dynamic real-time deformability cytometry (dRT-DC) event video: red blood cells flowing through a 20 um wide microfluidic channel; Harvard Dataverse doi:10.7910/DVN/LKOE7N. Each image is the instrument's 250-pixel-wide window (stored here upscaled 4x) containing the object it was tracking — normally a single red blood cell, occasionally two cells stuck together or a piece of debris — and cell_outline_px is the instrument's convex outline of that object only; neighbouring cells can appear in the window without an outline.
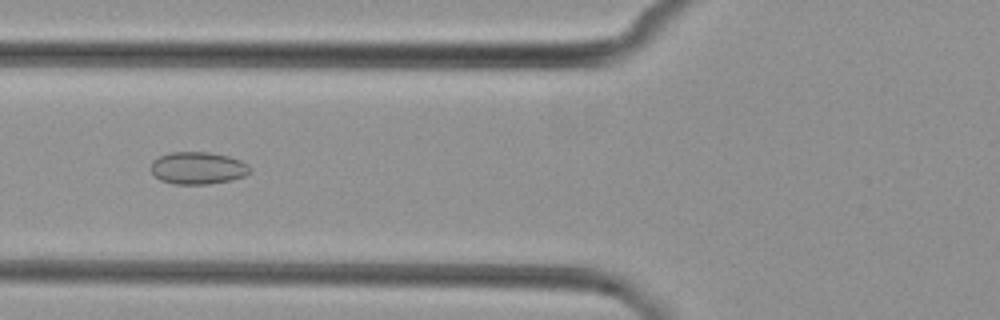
{"species": "common noctule bat (a hibernating species)", "species_latin": "Nyctalus noctula", "temperature_condition": "cold", "stored_images_in_passage": 8, "camera_frame_rate_fps": 3000, "um_per_image_px": 0.085, "animal": {"sex": "female", "body_mass_g": 29.2, "forearm_length_mm": 56.3}, "frame": {"image": 1, "passage_image": 5, "time_ms": 5.667, "image_size_px": [1000, 320], "cell_outline_px": [[252, 168], [244, 176], [232, 180], [208, 184], [172, 184], [160, 180], [152, 172], [152, 160], [160, 156], [172, 152], [208, 152], [228, 156], [240, 160], [248, 164]], "centroid_in_image_um": [16.83, 14.29], "position_along_channel_um": 109.0, "area_um2": 18.61}}
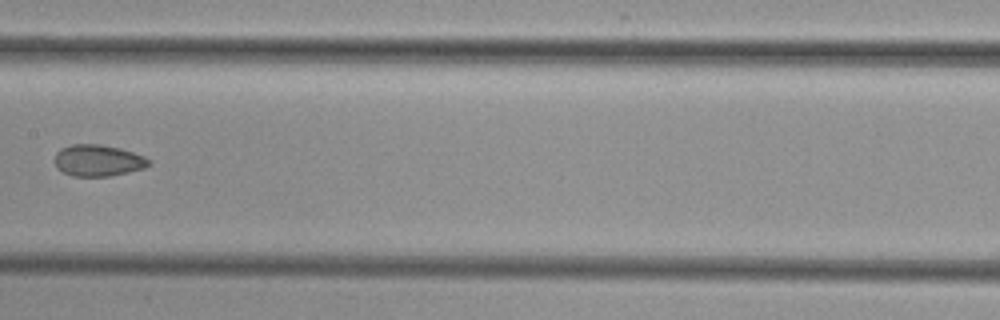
{"frame": {"image": 2, "passage_image": 7, "time_ms": 8.0, "image_size_px": [1000, 320], "cell_outline_px": [[152, 164], [144, 168], [128, 172], [108, 176], [72, 176], [56, 168], [52, 160], [56, 152], [60, 148], [72, 144], [100, 144], [120, 148], [144, 156], [152, 160]], "centroid_in_image_um": [8.31, 13.63], "position_along_channel_um": 199.1, "area_um2": 17.57}}
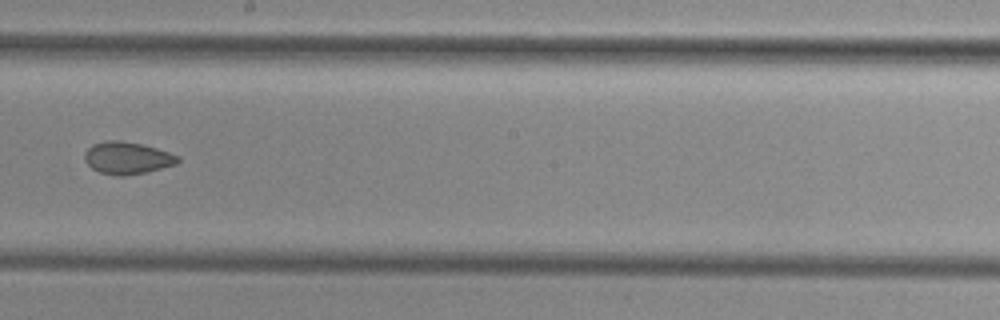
{"frame": {"image": 3, "passage_image": 8, "time_ms": 9.0, "image_size_px": [1000, 320], "cell_outline_px": [[180, 160], [176, 164], [144, 172], [124, 176], [116, 176], [100, 172], [92, 168], [84, 160], [84, 152], [92, 144], [108, 140], [120, 140], [140, 144], [156, 148], [180, 156]], "centroid_in_image_um": [10.79, 13.42], "position_along_channel_um": 237.4, "area_um2": 17.4}}